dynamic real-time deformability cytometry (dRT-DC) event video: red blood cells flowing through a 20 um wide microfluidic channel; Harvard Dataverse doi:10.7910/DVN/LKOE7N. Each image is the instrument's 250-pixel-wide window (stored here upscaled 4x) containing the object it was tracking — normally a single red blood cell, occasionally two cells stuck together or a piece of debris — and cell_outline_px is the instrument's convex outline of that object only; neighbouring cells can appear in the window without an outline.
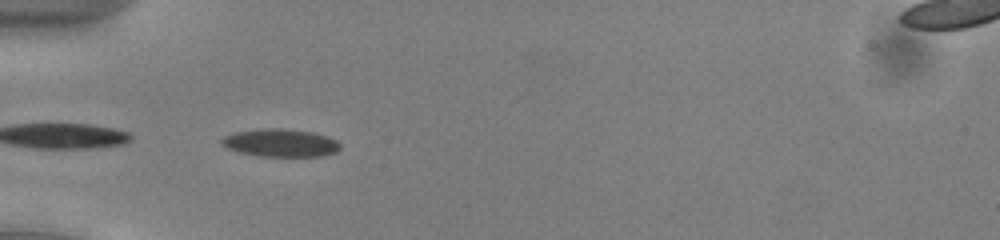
{"species": "common noctule bat (a hibernating species)", "species_latin": "Nyctalus noctula", "temperature_condition": "cold", "stored_images_in_passage": 36, "camera_frame_rate_fps": 3000, "um_per_image_px": 0.085, "animal": {"sex": "male", "body_mass_g": 13.0, "forearm_length_mm": 53.1}, "frame": {"image": 1, "passage_image": 1, "time_ms": 0.0, "image_size_px": [1000, 240], "cell_outline_px": [[340, 148], [336, 152], [320, 156], [256, 156], [240, 152], [228, 148], [220, 144], [220, 140], [224, 136], [236, 132], [260, 128], [284, 128], [312, 132], [328, 136], [336, 140], [340, 144]], "centroid_in_image_um": [23.83, 12.13], "position_along_channel_um": 61.2, "area_um2": 19.31}}
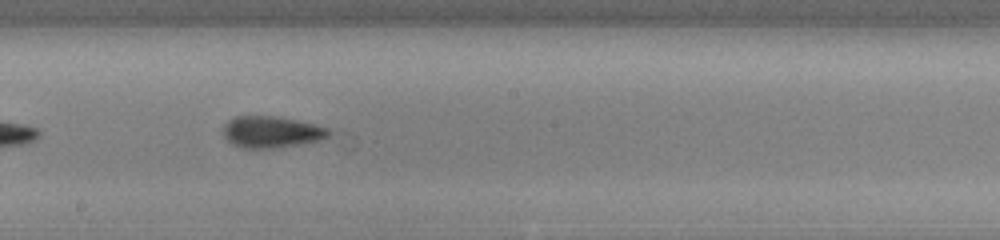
{"frame": {"image": 2, "passage_image": 14, "time_ms": 4.333, "image_size_px": [1000, 240], "cell_outline_px": [[332, 132], [324, 140], [300, 144], [272, 148], [240, 148], [232, 144], [224, 136], [224, 124], [228, 120], [236, 116], [276, 116], [296, 120], [328, 128]], "centroid_in_image_um": [23.08, 11.22], "position_along_channel_um": 225.1, "area_um2": 19.42}}
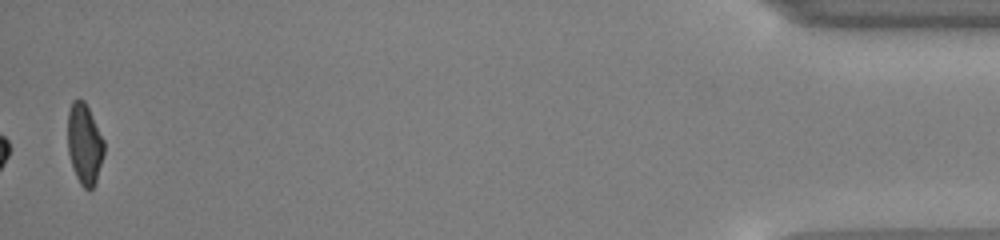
{"frame": {"image": 3, "passage_image": 36, "time_ms": 11.667, "image_size_px": [1000, 240], "cell_outline_px": [[104, 152], [96, 180], [92, 188], [88, 192], [80, 184], [72, 168], [68, 152], [68, 112], [72, 100], [84, 100], [104, 140]], "centroid_in_image_um": [7.17, 12.26], "position_along_channel_um": 428.0, "area_um2": 16.99}, "authors_computed_cell_mechanics": {"area_um2": 18.7272, "velocity_mm_per_s": 3.9205, "shape_relaxation_time_tau1_ms": 3.1654, "shape_relaxation_time_tau2_ms": 2.8354, "deformation_change_tau1": 0.0919, "deformation_change_tau2": 0.0949}}